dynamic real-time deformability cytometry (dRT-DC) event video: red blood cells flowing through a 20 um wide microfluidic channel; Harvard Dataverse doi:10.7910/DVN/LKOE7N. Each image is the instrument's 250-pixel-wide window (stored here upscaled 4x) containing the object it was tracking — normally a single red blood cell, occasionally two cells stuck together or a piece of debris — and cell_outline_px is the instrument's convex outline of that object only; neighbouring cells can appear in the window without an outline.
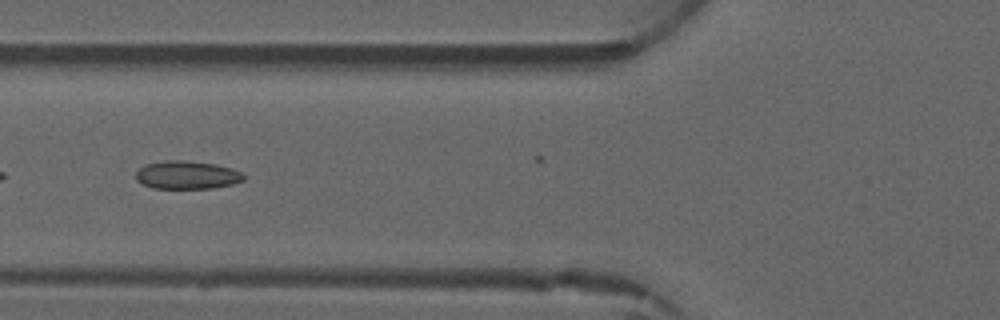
{"species": "common noctule bat (a hibernating species)", "species_latin": "Nyctalus noctula", "temperature_condition": "warm", "stored_images_in_passage": 5, "camera_frame_rate_fps": 3000, "um_per_image_px": 0.085, "animal": {"sex": "male", "forearm_length_mm": 52.5}, "frame": {"image": 1, "passage_image": 5, "time_ms": 4.333, "image_size_px": [1000, 320], "cell_outline_px": [[244, 180], [232, 184], [212, 188], [152, 188], [136, 180], [136, 172], [144, 164], [164, 160], [184, 160], [216, 164], [232, 168], [244, 172]], "centroid_in_image_um": [15.9, 14.86], "position_along_channel_um": 109.9, "area_um2": 17.8}}